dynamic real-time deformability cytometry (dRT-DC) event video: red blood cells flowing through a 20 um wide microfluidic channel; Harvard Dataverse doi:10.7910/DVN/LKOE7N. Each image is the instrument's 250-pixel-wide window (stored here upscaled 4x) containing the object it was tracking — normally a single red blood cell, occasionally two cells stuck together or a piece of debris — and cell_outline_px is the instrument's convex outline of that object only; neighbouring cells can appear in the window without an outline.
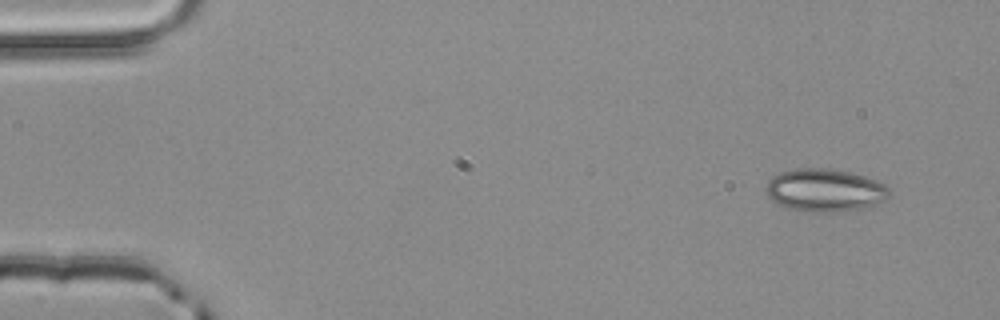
{"species": "common noctule bat (a hibernating species)", "species_latin": "Nyctalus noctula", "temperature_condition": "room temperature", "stored_images_in_passage": 3, "camera_frame_rate_fps": 3000, "um_per_image_px": 0.085, "animal": {"sex": "male", "body_mass_g": 20.4}, "frame": {"image": 1, "passage_image": 1, "time_ms": 0.0, "image_size_px": [1000, 320], "cell_outline_px": [[892, 192], [884, 200], [876, 204], [864, 208], [840, 212], [800, 212], [784, 208], [776, 204], [768, 196], [764, 188], [768, 180], [772, 176], [780, 172], [796, 168], [828, 168], [848, 172], [864, 176], [888, 184]], "centroid_in_image_um": [70.09, 16.18], "position_along_channel_um": 14.9, "area_um2": 31.5}}